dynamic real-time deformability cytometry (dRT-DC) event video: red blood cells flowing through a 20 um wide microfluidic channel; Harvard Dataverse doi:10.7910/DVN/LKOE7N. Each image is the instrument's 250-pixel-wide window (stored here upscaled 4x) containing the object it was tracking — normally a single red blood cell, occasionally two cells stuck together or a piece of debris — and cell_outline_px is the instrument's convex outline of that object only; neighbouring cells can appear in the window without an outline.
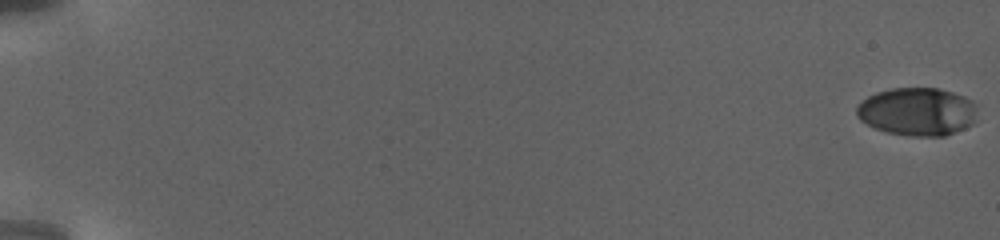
{"species": "human", "species_latin": "Homo sapiens", "temperature_condition": "warm", "stored_images_in_passage": 73, "camera_frame_rate_fps": 3000, "um_per_image_px": 0.085, "donor": {"sex": "female"}, "frame": {"image": 1, "passage_image": 1, "time_ms": 0.0, "image_size_px": [1000, 240], "cell_outline_px": [[976, 108], [972, 124], [964, 128], [944, 136], [908, 136], [888, 132], [876, 128], [860, 120], [856, 116], [856, 108], [868, 96], [876, 92], [892, 88], [940, 88], [964, 96], [972, 100], [976, 104]], "centroid_in_image_um": [77.97, 9.48], "position_along_channel_um": 7.0, "area_um2": 33.7}}
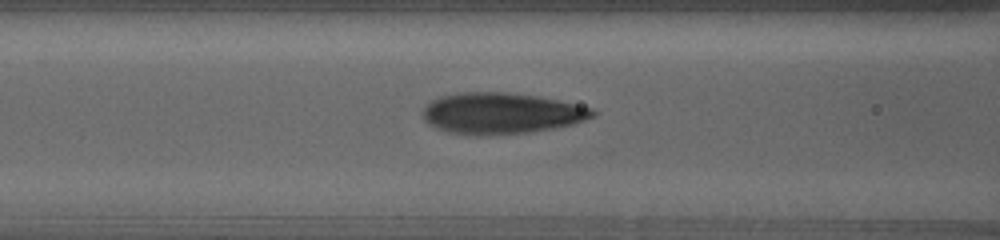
{"frame": {"image": 2, "passage_image": 61, "time_ms": 11.667, "image_size_px": [1000, 240], "cell_outline_px": [[596, 116], [572, 124], [532, 132], [448, 132], [436, 128], [428, 124], [424, 120], [424, 108], [432, 100], [440, 96], [464, 92], [504, 92], [540, 96], [560, 100], [592, 108], [596, 112]], "centroid_in_image_um": [42.66, 9.58], "position_along_channel_um": 123.9, "area_um2": 39.59}}
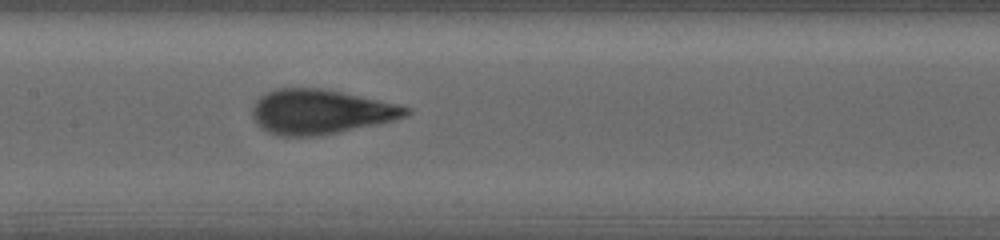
{"frame": {"image": 3, "passage_image": 72, "time_ms": 13.667, "image_size_px": [1000, 240], "cell_outline_px": [[412, 112], [404, 116], [392, 120], [376, 124], [320, 136], [280, 136], [268, 132], [260, 128], [256, 124], [252, 116], [252, 108], [256, 100], [260, 96], [276, 88], [320, 88], [340, 92], [396, 104], [412, 108]], "centroid_in_image_um": [27.18, 9.51], "position_along_channel_um": 180.2, "area_um2": 39.71}}